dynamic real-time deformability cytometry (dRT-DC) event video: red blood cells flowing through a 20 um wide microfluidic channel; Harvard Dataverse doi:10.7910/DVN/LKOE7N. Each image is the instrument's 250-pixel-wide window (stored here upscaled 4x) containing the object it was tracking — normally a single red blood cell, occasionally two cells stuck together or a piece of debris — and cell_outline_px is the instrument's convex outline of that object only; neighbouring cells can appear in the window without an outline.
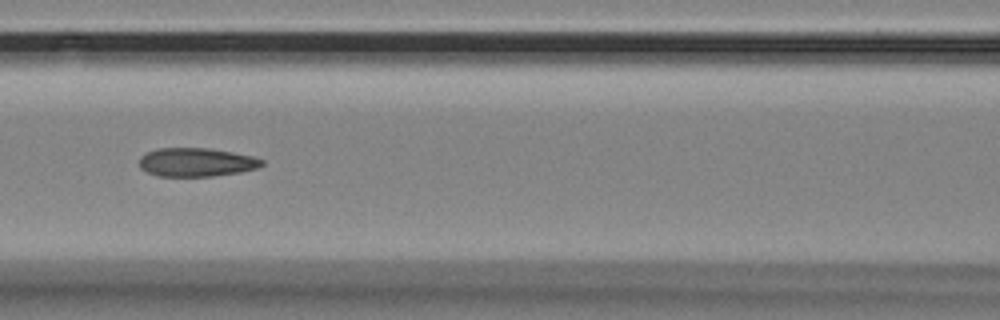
{"species": "Egyptian fruit bat (a non-hibernating species)", "species_latin": "Rousettus aegyptiacus", "temperature_condition": "room temperature", "stored_images_in_passage": 8, "camera_frame_rate_fps": 3000, "um_per_image_px": 0.085, "animal": {"sex": "female"}, "frame": {"image": 1, "passage_image": 6, "time_ms": 1.667, "image_size_px": [1000, 320], "cell_outline_px": [[264, 164], [256, 168], [240, 172], [212, 176], [156, 176], [140, 168], [140, 156], [148, 152], [160, 148], [208, 148], [232, 152], [252, 156], [264, 160]], "centroid_in_image_um": [16.69, 13.79], "position_along_channel_um": 149.9, "area_um2": 20.35}}
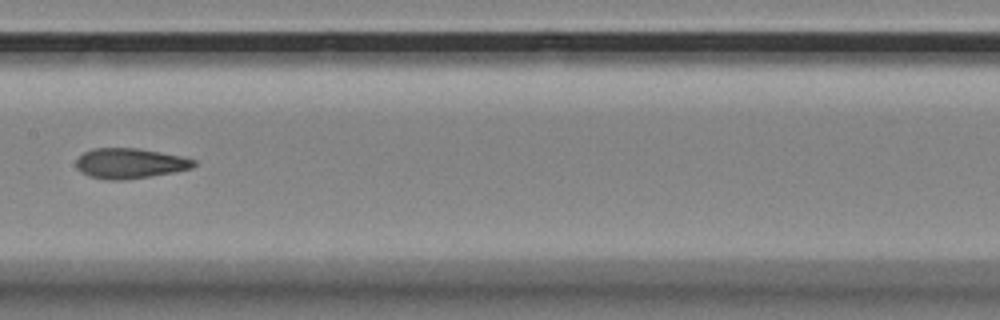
{"frame": {"image": 2, "passage_image": 7, "time_ms": 2.0, "image_size_px": [1000, 320], "cell_outline_px": [[196, 164], [192, 168], [172, 172], [124, 180], [104, 180], [88, 176], [80, 172], [76, 168], [76, 160], [84, 152], [92, 148], [136, 148], [160, 152], [180, 156], [196, 160]], "centroid_in_image_um": [10.99, 13.89], "position_along_channel_um": 196.4, "area_um2": 20.69}}
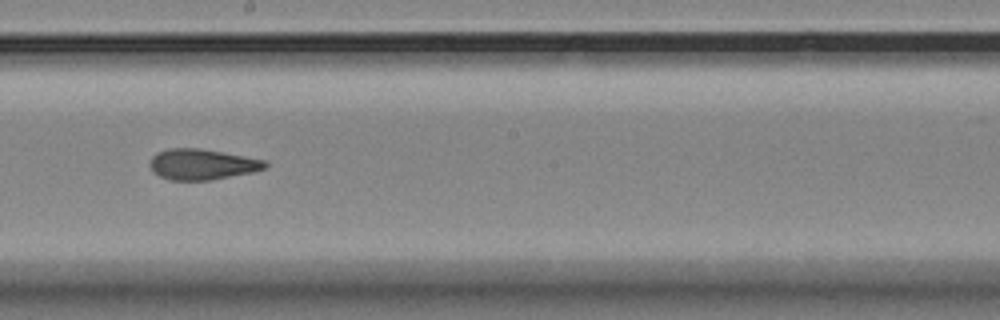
{"frame": {"image": 3, "passage_image": 8, "time_ms": 2.333, "image_size_px": [1000, 320], "cell_outline_px": [[268, 164], [264, 168], [252, 172], [212, 180], [168, 180], [152, 172], [148, 164], [152, 156], [156, 152], [168, 148], [200, 148], [268, 160]], "centroid_in_image_um": [17.15, 13.96], "position_along_channel_um": 231.1, "area_um2": 20.87}}